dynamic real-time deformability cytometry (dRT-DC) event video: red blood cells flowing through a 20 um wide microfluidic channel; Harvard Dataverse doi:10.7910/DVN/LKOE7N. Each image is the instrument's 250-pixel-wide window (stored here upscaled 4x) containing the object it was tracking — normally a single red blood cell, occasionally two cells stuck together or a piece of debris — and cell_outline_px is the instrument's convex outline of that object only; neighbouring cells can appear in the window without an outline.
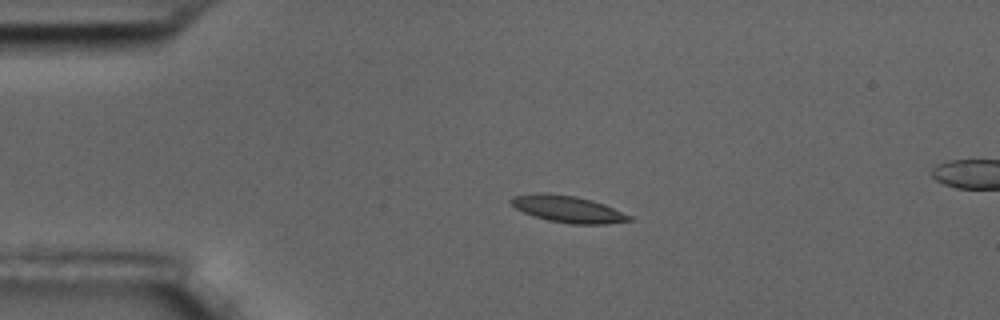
{"species": "common noctule bat (a hibernating species)", "species_latin": "Nyctalus noctula", "temperature_condition": "room temperature", "stored_images_in_passage": 5, "camera_frame_rate_fps": 3000, "um_per_image_px": 0.085, "animal": {"sex": "male", "body_mass_g": 17.5, "forearm_length_mm": 52.3}, "frame": {"image": 1, "passage_image": 3, "time_ms": 2.333, "image_size_px": [1000, 320], "cell_outline_px": [[632, 220], [608, 224], [572, 224], [548, 220], [532, 216], [516, 208], [508, 200], [512, 196], [536, 192], [548, 192], [576, 196], [592, 200], [604, 204], [632, 216]], "centroid_in_image_um": [48.24, 17.76], "position_along_channel_um": 36.8, "area_um2": 18.61}}